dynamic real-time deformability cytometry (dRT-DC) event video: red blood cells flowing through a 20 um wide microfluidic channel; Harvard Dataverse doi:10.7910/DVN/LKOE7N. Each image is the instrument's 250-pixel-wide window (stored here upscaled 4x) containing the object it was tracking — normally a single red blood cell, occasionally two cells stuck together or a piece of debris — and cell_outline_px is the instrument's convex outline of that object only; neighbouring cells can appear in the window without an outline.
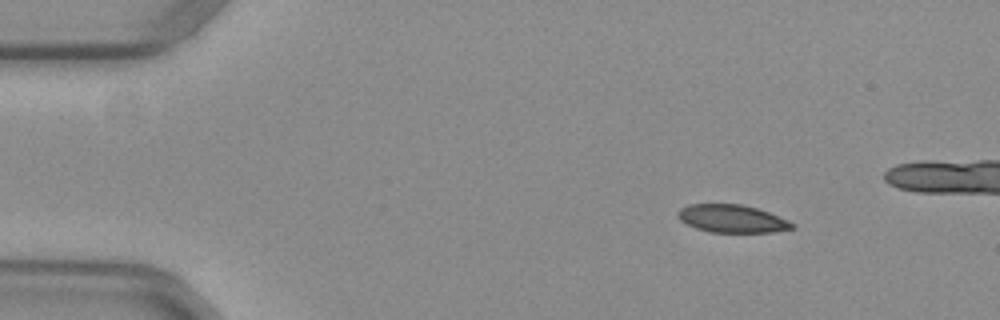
{"species": "common noctule bat (a hibernating species)", "species_latin": "Nyctalus noctula", "temperature_condition": "warm", "stored_images_in_passage": 41, "camera_frame_rate_fps": 3000, "um_per_image_px": 0.085, "animal": {"sex": "female", "body_mass_g": 29.2, "forearm_length_mm": 56.3}, "frame": {"image": 1, "passage_image": 1, "time_ms": 0.0, "image_size_px": [1000, 320], "cell_outline_px": [[796, 228], [772, 232], [712, 232], [696, 228], [680, 220], [676, 216], [676, 212], [680, 208], [688, 204], [740, 204], [756, 208], [768, 212], [788, 220], [796, 224]], "centroid_in_image_um": [62.22, 18.58], "position_along_channel_um": 22.8, "area_um2": 18.55}}
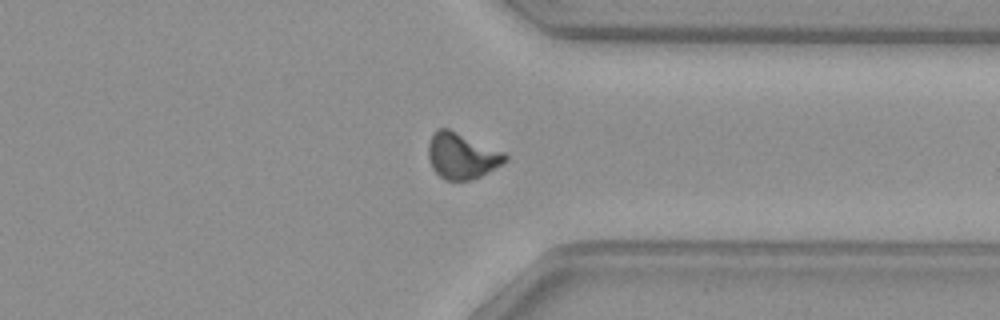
{"frame": {"image": 2, "passage_image": 34, "time_ms": 11.0, "image_size_px": [1000, 320], "cell_outline_px": [[508, 160], [480, 176], [468, 180], [444, 180], [432, 168], [428, 156], [428, 144], [436, 128], [448, 128], [504, 152], [508, 156]], "centroid_in_image_um": [39.23, 13.24], "position_along_channel_um": 372.2, "area_um2": 20.35}}
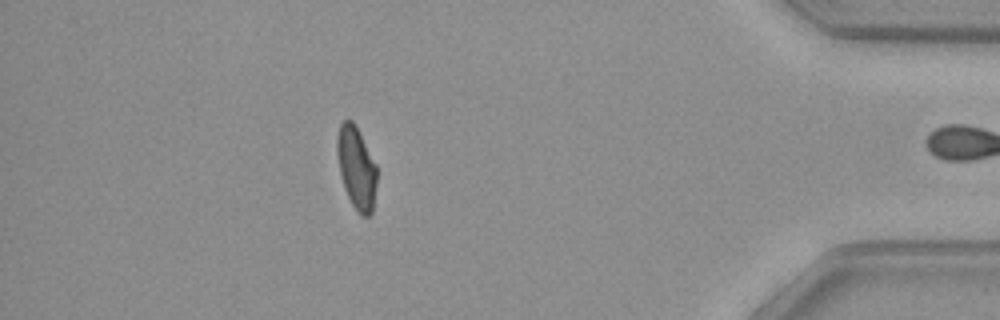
{"frame": {"image": 3, "passage_image": 40, "time_ms": 13.0, "image_size_px": [1000, 320], "cell_outline_px": [[376, 184], [372, 212], [368, 216], [360, 216], [352, 204], [344, 188], [340, 172], [336, 152], [336, 140], [340, 124], [344, 120], [352, 120], [376, 164]], "centroid_in_image_um": [30.28, 14.28], "position_along_channel_um": 404.9, "area_um2": 18.84}, "authors_computed_cell_mechanics": {"area_um2": 20.23, "velocity_mm_per_s": 3.9663, "shape_relaxation_time_tau1_ms": null, "shape_relaxation_time_tau2_ms": 2.3027, "deformation_change_tau1": null, "deformation_change_tau2": 0.0509}}